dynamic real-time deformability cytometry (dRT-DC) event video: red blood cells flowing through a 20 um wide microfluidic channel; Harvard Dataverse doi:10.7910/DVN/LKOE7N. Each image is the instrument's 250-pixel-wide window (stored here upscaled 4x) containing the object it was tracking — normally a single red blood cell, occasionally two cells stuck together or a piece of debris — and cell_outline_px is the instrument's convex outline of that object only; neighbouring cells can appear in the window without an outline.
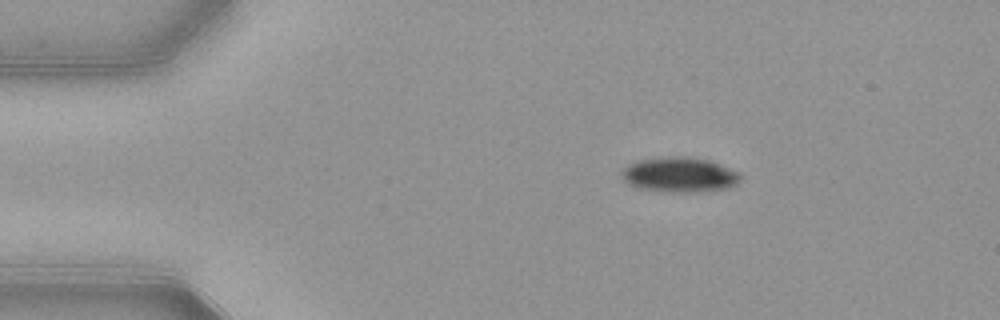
{"species": "common noctule bat (a hibernating species)", "species_latin": "Nyctalus noctula", "temperature_condition": "warm", "stored_images_in_passage": 45, "camera_frame_rate_fps": 3000, "um_per_image_px": 0.085, "animal": {"sex": "female", "body_mass_g": 21.9}, "frame": {"image": 1, "passage_image": 1, "time_ms": 0.0, "image_size_px": [1000, 320], "cell_outline_px": [[744, 176], [736, 184], [728, 188], [700, 192], [660, 192], [636, 188], [628, 184], [620, 176], [620, 172], [628, 164], [636, 160], [668, 156], [688, 156], [712, 160], [740, 172]], "centroid_in_image_um": [57.76, 14.85], "position_along_channel_um": 27.2, "area_um2": 25.03}}
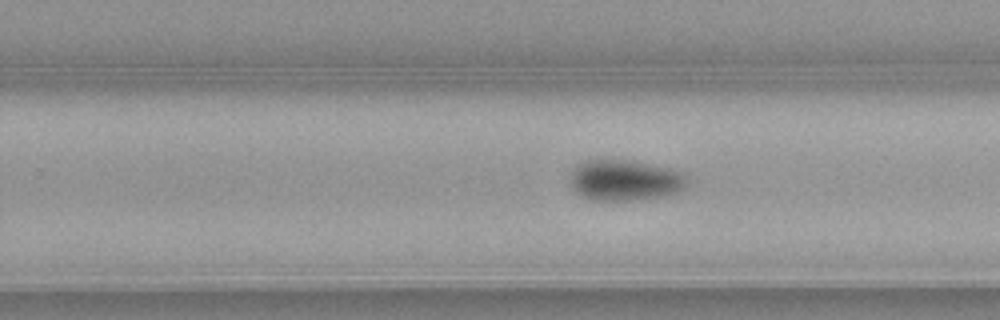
{"frame": {"image": 2, "passage_image": 25, "time_ms": 8.0, "image_size_px": [1000, 320], "cell_outline_px": [[688, 184], [684, 188], [676, 192], [660, 196], [632, 200], [592, 200], [580, 196], [572, 188], [568, 180], [568, 176], [572, 168], [576, 164], [588, 160], [616, 156], [672, 168], [688, 176]], "centroid_in_image_um": [53.05, 15.26], "position_along_channel_um": 276.7, "area_um2": 29.02}}
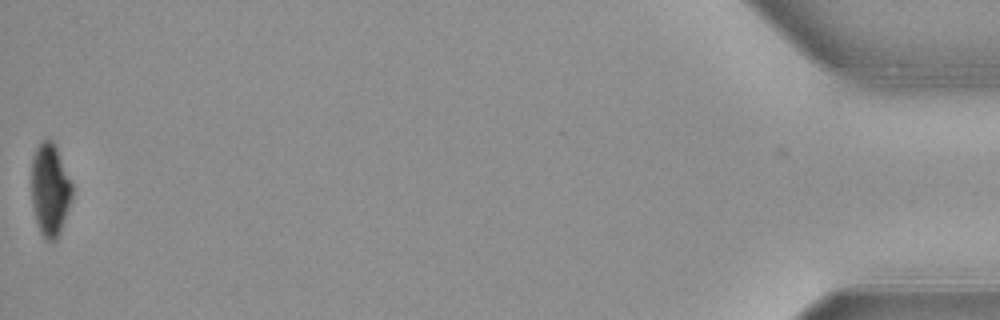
{"frame": {"image": 3, "passage_image": 45, "time_ms": 14.667, "image_size_px": [1000, 320], "cell_outline_px": [[72, 200], [60, 232], [56, 240], [44, 240], [40, 232], [36, 220], [32, 204], [32, 156], [40, 140], [52, 140], [72, 180]], "centroid_in_image_um": [4.26, 16.13], "position_along_channel_um": 430.9, "area_um2": 22.02}, "authors_computed_cell_mechanics": {"area_um2": 27.0504, "velocity_mm_per_s": 3.888, "shape_relaxation_time_tau1_ms": 2.5617, "shape_relaxation_time_tau2_ms": null, "deformation_change_tau1": 0.1172, "deformation_change_tau2": null}}